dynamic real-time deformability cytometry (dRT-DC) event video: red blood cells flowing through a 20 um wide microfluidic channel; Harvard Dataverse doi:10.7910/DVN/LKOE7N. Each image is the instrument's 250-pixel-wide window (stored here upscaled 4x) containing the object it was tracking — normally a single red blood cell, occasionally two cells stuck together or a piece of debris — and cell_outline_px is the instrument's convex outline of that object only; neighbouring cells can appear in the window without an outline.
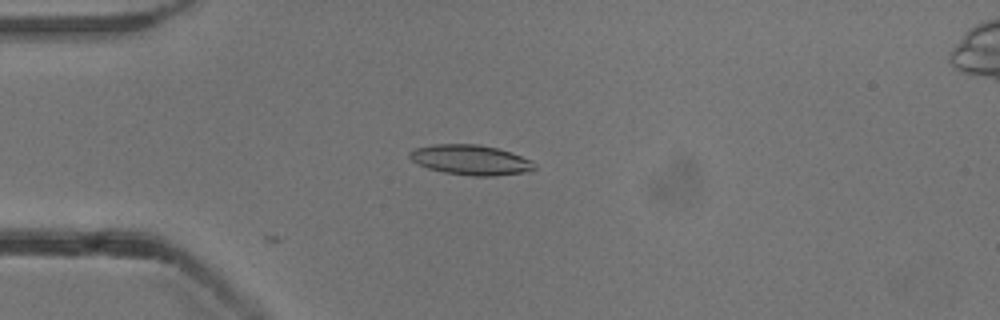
{"species": "common noctule bat (a hibernating species)", "species_latin": "Nyctalus noctula", "temperature_condition": "cold", "stored_images_in_passage": 14, "camera_frame_rate_fps": 3000, "um_per_image_px": 0.085, "animal": {"sex": "male", "body_mass_g": 13.3}, "frame": {"image": 1, "passage_image": 14, "time_ms": 4.333, "image_size_px": [1000, 320], "cell_outline_px": [[536, 168], [528, 172], [496, 176], [472, 176], [444, 172], [428, 168], [412, 160], [408, 156], [408, 152], [412, 148], [432, 144], [480, 144], [496, 148], [532, 160], [536, 164]], "centroid_in_image_um": [40.0, 13.59], "position_along_channel_um": 45.0, "area_um2": 21.96}}